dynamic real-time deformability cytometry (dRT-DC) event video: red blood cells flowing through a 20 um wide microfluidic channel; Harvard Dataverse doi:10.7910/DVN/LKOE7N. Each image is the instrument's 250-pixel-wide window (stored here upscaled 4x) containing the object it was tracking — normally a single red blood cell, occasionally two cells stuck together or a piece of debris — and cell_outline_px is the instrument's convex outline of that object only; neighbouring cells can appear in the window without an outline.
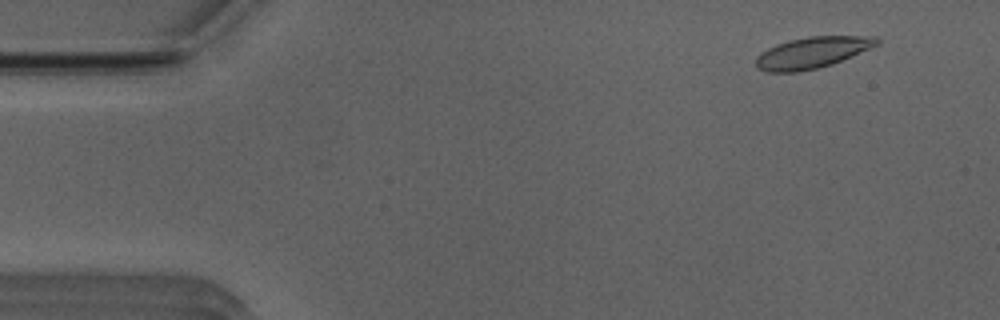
{"species": "Egyptian fruit bat (a non-hibernating species)", "species_latin": "Rousettus aegyptiacus", "temperature_condition": "room temperature", "stored_images_in_passage": 53, "camera_frame_rate_fps": 3000, "um_per_image_px": 0.085, "animal": {"sex": "male"}, "frame": {"image": 1, "passage_image": 5, "time_ms": 1.333, "image_size_px": [1000, 320], "cell_outline_px": [[880, 44], [832, 64], [800, 72], [768, 72], [756, 68], [756, 56], [760, 52], [776, 44], [788, 40], [808, 36], [876, 36], [880, 40]], "centroid_in_image_um": [69.02, 4.46], "position_along_channel_um": 16.0, "area_um2": 22.14}}
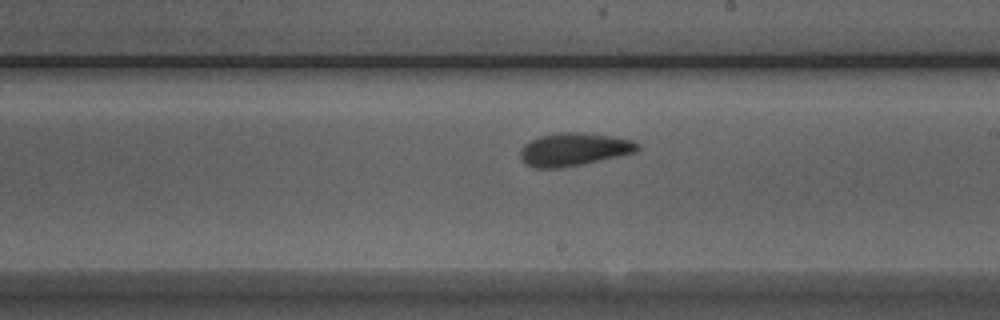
{"frame": {"image": 2, "passage_image": 30, "time_ms": 9.667, "image_size_px": [1000, 320], "cell_outline_px": [[640, 148], [636, 152], [580, 164], [560, 168], [532, 168], [524, 164], [520, 160], [520, 148], [524, 144], [540, 136], [556, 132], [580, 132], [608, 136], [632, 140], [640, 144]], "centroid_in_image_um": [48.72, 12.7], "position_along_channel_um": 240.3, "area_um2": 22.48}}
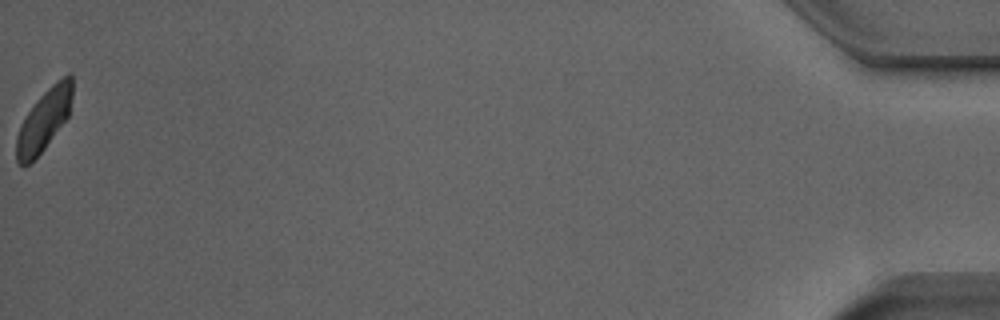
{"frame": {"image": 3, "passage_image": 53, "time_ms": 17.333, "image_size_px": [1000, 320], "cell_outline_px": [[72, 96], [68, 116], [44, 148], [24, 168], [16, 160], [16, 136], [20, 124], [36, 100], [56, 80], [68, 72], [72, 76]], "centroid_in_image_um": [3.73, 10.18], "position_along_channel_um": 431.5, "area_um2": 19.83}, "authors_computed_cell_mechanics": {"area_um2": 21.8484, "velocity_mm_per_s": 3.8914, "shape_relaxation_time_tau1_ms": 5.9211, "shape_relaxation_time_tau2_ms": 3.9865, "deformation_change_tau1": 0.1513, "deformation_change_tau2": 0.0768}}